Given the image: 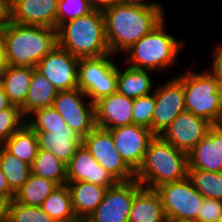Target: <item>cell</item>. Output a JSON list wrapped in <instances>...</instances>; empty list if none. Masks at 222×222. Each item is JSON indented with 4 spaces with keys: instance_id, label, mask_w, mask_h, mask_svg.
I'll list each match as a JSON object with an SVG mask.
<instances>
[{
    "instance_id": "34",
    "label": "cell",
    "mask_w": 222,
    "mask_h": 222,
    "mask_svg": "<svg viewBox=\"0 0 222 222\" xmlns=\"http://www.w3.org/2000/svg\"><path fill=\"white\" fill-rule=\"evenodd\" d=\"M94 10L91 0H59L57 28L64 22L88 15Z\"/></svg>"
},
{
    "instance_id": "2",
    "label": "cell",
    "mask_w": 222,
    "mask_h": 222,
    "mask_svg": "<svg viewBox=\"0 0 222 222\" xmlns=\"http://www.w3.org/2000/svg\"><path fill=\"white\" fill-rule=\"evenodd\" d=\"M188 168L187 153L155 136L135 171V179L142 187L156 189L160 185L187 178Z\"/></svg>"
},
{
    "instance_id": "27",
    "label": "cell",
    "mask_w": 222,
    "mask_h": 222,
    "mask_svg": "<svg viewBox=\"0 0 222 222\" xmlns=\"http://www.w3.org/2000/svg\"><path fill=\"white\" fill-rule=\"evenodd\" d=\"M40 207L56 222H81L74 212L67 184L59 185Z\"/></svg>"
},
{
    "instance_id": "31",
    "label": "cell",
    "mask_w": 222,
    "mask_h": 222,
    "mask_svg": "<svg viewBox=\"0 0 222 222\" xmlns=\"http://www.w3.org/2000/svg\"><path fill=\"white\" fill-rule=\"evenodd\" d=\"M188 178L203 197L222 200V172L188 169Z\"/></svg>"
},
{
    "instance_id": "10",
    "label": "cell",
    "mask_w": 222,
    "mask_h": 222,
    "mask_svg": "<svg viewBox=\"0 0 222 222\" xmlns=\"http://www.w3.org/2000/svg\"><path fill=\"white\" fill-rule=\"evenodd\" d=\"M84 92L78 88L59 91L53 108L64 119L66 125L81 138L87 136L95 127V103H84Z\"/></svg>"
},
{
    "instance_id": "39",
    "label": "cell",
    "mask_w": 222,
    "mask_h": 222,
    "mask_svg": "<svg viewBox=\"0 0 222 222\" xmlns=\"http://www.w3.org/2000/svg\"><path fill=\"white\" fill-rule=\"evenodd\" d=\"M0 197L7 198L12 201L15 193L11 190L5 174L0 169Z\"/></svg>"
},
{
    "instance_id": "23",
    "label": "cell",
    "mask_w": 222,
    "mask_h": 222,
    "mask_svg": "<svg viewBox=\"0 0 222 222\" xmlns=\"http://www.w3.org/2000/svg\"><path fill=\"white\" fill-rule=\"evenodd\" d=\"M58 90L36 68H33L25 103L20 107L24 119L36 110L53 106Z\"/></svg>"
},
{
    "instance_id": "42",
    "label": "cell",
    "mask_w": 222,
    "mask_h": 222,
    "mask_svg": "<svg viewBox=\"0 0 222 222\" xmlns=\"http://www.w3.org/2000/svg\"><path fill=\"white\" fill-rule=\"evenodd\" d=\"M92 6L97 10H104L116 4L123 3V0H91Z\"/></svg>"
},
{
    "instance_id": "8",
    "label": "cell",
    "mask_w": 222,
    "mask_h": 222,
    "mask_svg": "<svg viewBox=\"0 0 222 222\" xmlns=\"http://www.w3.org/2000/svg\"><path fill=\"white\" fill-rule=\"evenodd\" d=\"M155 190L161 197L168 222H195L197 220L204 197L188 177L160 185Z\"/></svg>"
},
{
    "instance_id": "43",
    "label": "cell",
    "mask_w": 222,
    "mask_h": 222,
    "mask_svg": "<svg viewBox=\"0 0 222 222\" xmlns=\"http://www.w3.org/2000/svg\"><path fill=\"white\" fill-rule=\"evenodd\" d=\"M10 203L9 199L0 197V222H8Z\"/></svg>"
},
{
    "instance_id": "3",
    "label": "cell",
    "mask_w": 222,
    "mask_h": 222,
    "mask_svg": "<svg viewBox=\"0 0 222 222\" xmlns=\"http://www.w3.org/2000/svg\"><path fill=\"white\" fill-rule=\"evenodd\" d=\"M58 45L77 58L110 54L102 10L62 23L57 28Z\"/></svg>"
},
{
    "instance_id": "7",
    "label": "cell",
    "mask_w": 222,
    "mask_h": 222,
    "mask_svg": "<svg viewBox=\"0 0 222 222\" xmlns=\"http://www.w3.org/2000/svg\"><path fill=\"white\" fill-rule=\"evenodd\" d=\"M112 53L90 58H80L78 65V89L92 103L117 92V65L108 57Z\"/></svg>"
},
{
    "instance_id": "47",
    "label": "cell",
    "mask_w": 222,
    "mask_h": 222,
    "mask_svg": "<svg viewBox=\"0 0 222 222\" xmlns=\"http://www.w3.org/2000/svg\"><path fill=\"white\" fill-rule=\"evenodd\" d=\"M218 126L222 129V123H219Z\"/></svg>"
},
{
    "instance_id": "5",
    "label": "cell",
    "mask_w": 222,
    "mask_h": 222,
    "mask_svg": "<svg viewBox=\"0 0 222 222\" xmlns=\"http://www.w3.org/2000/svg\"><path fill=\"white\" fill-rule=\"evenodd\" d=\"M184 86L185 110L204 118L212 125L221 123L222 85L218 74L187 71L178 76Z\"/></svg>"
},
{
    "instance_id": "20",
    "label": "cell",
    "mask_w": 222,
    "mask_h": 222,
    "mask_svg": "<svg viewBox=\"0 0 222 222\" xmlns=\"http://www.w3.org/2000/svg\"><path fill=\"white\" fill-rule=\"evenodd\" d=\"M39 150L50 151L66 165L77 149L82 145V138L68 126L65 129L35 131Z\"/></svg>"
},
{
    "instance_id": "6",
    "label": "cell",
    "mask_w": 222,
    "mask_h": 222,
    "mask_svg": "<svg viewBox=\"0 0 222 222\" xmlns=\"http://www.w3.org/2000/svg\"><path fill=\"white\" fill-rule=\"evenodd\" d=\"M165 19L147 35L134 43L127 52L129 67L160 71L176 62L182 43L171 34L166 33Z\"/></svg>"
},
{
    "instance_id": "14",
    "label": "cell",
    "mask_w": 222,
    "mask_h": 222,
    "mask_svg": "<svg viewBox=\"0 0 222 222\" xmlns=\"http://www.w3.org/2000/svg\"><path fill=\"white\" fill-rule=\"evenodd\" d=\"M213 125L192 112L180 113L160 137L175 148L189 153L208 133Z\"/></svg>"
},
{
    "instance_id": "13",
    "label": "cell",
    "mask_w": 222,
    "mask_h": 222,
    "mask_svg": "<svg viewBox=\"0 0 222 222\" xmlns=\"http://www.w3.org/2000/svg\"><path fill=\"white\" fill-rule=\"evenodd\" d=\"M155 110L150 130L160 136L171 122L185 110V95L182 81L175 77L154 90Z\"/></svg>"
},
{
    "instance_id": "29",
    "label": "cell",
    "mask_w": 222,
    "mask_h": 222,
    "mask_svg": "<svg viewBox=\"0 0 222 222\" xmlns=\"http://www.w3.org/2000/svg\"><path fill=\"white\" fill-rule=\"evenodd\" d=\"M31 173L56 182L67 184V165L50 151L39 150L31 165Z\"/></svg>"
},
{
    "instance_id": "19",
    "label": "cell",
    "mask_w": 222,
    "mask_h": 222,
    "mask_svg": "<svg viewBox=\"0 0 222 222\" xmlns=\"http://www.w3.org/2000/svg\"><path fill=\"white\" fill-rule=\"evenodd\" d=\"M188 165V169L222 172V129L218 125H213L188 153Z\"/></svg>"
},
{
    "instance_id": "9",
    "label": "cell",
    "mask_w": 222,
    "mask_h": 222,
    "mask_svg": "<svg viewBox=\"0 0 222 222\" xmlns=\"http://www.w3.org/2000/svg\"><path fill=\"white\" fill-rule=\"evenodd\" d=\"M82 144L117 182L135 179V171L119 154L108 129L96 126L87 136L82 138Z\"/></svg>"
},
{
    "instance_id": "35",
    "label": "cell",
    "mask_w": 222,
    "mask_h": 222,
    "mask_svg": "<svg viewBox=\"0 0 222 222\" xmlns=\"http://www.w3.org/2000/svg\"><path fill=\"white\" fill-rule=\"evenodd\" d=\"M21 109L17 105H11L9 108L0 111V145H3L7 139L16 132L24 123Z\"/></svg>"
},
{
    "instance_id": "25",
    "label": "cell",
    "mask_w": 222,
    "mask_h": 222,
    "mask_svg": "<svg viewBox=\"0 0 222 222\" xmlns=\"http://www.w3.org/2000/svg\"><path fill=\"white\" fill-rule=\"evenodd\" d=\"M149 71L128 66L122 72L117 65V92L133 99L150 94L154 83Z\"/></svg>"
},
{
    "instance_id": "16",
    "label": "cell",
    "mask_w": 222,
    "mask_h": 222,
    "mask_svg": "<svg viewBox=\"0 0 222 222\" xmlns=\"http://www.w3.org/2000/svg\"><path fill=\"white\" fill-rule=\"evenodd\" d=\"M86 181L105 188L117 181L93 158L82 144L67 164V182Z\"/></svg>"
},
{
    "instance_id": "22",
    "label": "cell",
    "mask_w": 222,
    "mask_h": 222,
    "mask_svg": "<svg viewBox=\"0 0 222 222\" xmlns=\"http://www.w3.org/2000/svg\"><path fill=\"white\" fill-rule=\"evenodd\" d=\"M129 222H168L155 189L141 187L133 198Z\"/></svg>"
},
{
    "instance_id": "36",
    "label": "cell",
    "mask_w": 222,
    "mask_h": 222,
    "mask_svg": "<svg viewBox=\"0 0 222 222\" xmlns=\"http://www.w3.org/2000/svg\"><path fill=\"white\" fill-rule=\"evenodd\" d=\"M155 104L154 92L153 94L135 98L132 108L133 124L141 125L150 129L152 126Z\"/></svg>"
},
{
    "instance_id": "17",
    "label": "cell",
    "mask_w": 222,
    "mask_h": 222,
    "mask_svg": "<svg viewBox=\"0 0 222 222\" xmlns=\"http://www.w3.org/2000/svg\"><path fill=\"white\" fill-rule=\"evenodd\" d=\"M133 98L118 92L95 102V124L103 129H114L133 124Z\"/></svg>"
},
{
    "instance_id": "40",
    "label": "cell",
    "mask_w": 222,
    "mask_h": 222,
    "mask_svg": "<svg viewBox=\"0 0 222 222\" xmlns=\"http://www.w3.org/2000/svg\"><path fill=\"white\" fill-rule=\"evenodd\" d=\"M213 70L218 74L222 85V44L215 48Z\"/></svg>"
},
{
    "instance_id": "41",
    "label": "cell",
    "mask_w": 222,
    "mask_h": 222,
    "mask_svg": "<svg viewBox=\"0 0 222 222\" xmlns=\"http://www.w3.org/2000/svg\"><path fill=\"white\" fill-rule=\"evenodd\" d=\"M7 56H6V44L3 36V32L0 31V75L8 66Z\"/></svg>"
},
{
    "instance_id": "37",
    "label": "cell",
    "mask_w": 222,
    "mask_h": 222,
    "mask_svg": "<svg viewBox=\"0 0 222 222\" xmlns=\"http://www.w3.org/2000/svg\"><path fill=\"white\" fill-rule=\"evenodd\" d=\"M221 215L222 200L204 197L195 222H218Z\"/></svg>"
},
{
    "instance_id": "4",
    "label": "cell",
    "mask_w": 222,
    "mask_h": 222,
    "mask_svg": "<svg viewBox=\"0 0 222 222\" xmlns=\"http://www.w3.org/2000/svg\"><path fill=\"white\" fill-rule=\"evenodd\" d=\"M9 65H36L58 45L57 29L11 22L2 31Z\"/></svg>"
},
{
    "instance_id": "45",
    "label": "cell",
    "mask_w": 222,
    "mask_h": 222,
    "mask_svg": "<svg viewBox=\"0 0 222 222\" xmlns=\"http://www.w3.org/2000/svg\"><path fill=\"white\" fill-rule=\"evenodd\" d=\"M123 3L125 4H132V5H140V6H147V7H162L159 3L157 2H149L144 0H123Z\"/></svg>"
},
{
    "instance_id": "32",
    "label": "cell",
    "mask_w": 222,
    "mask_h": 222,
    "mask_svg": "<svg viewBox=\"0 0 222 222\" xmlns=\"http://www.w3.org/2000/svg\"><path fill=\"white\" fill-rule=\"evenodd\" d=\"M31 114L33 116L28 117L29 119H26V123L34 131L51 132V130L65 129L67 127L62 116L52 106L36 110Z\"/></svg>"
},
{
    "instance_id": "46",
    "label": "cell",
    "mask_w": 222,
    "mask_h": 222,
    "mask_svg": "<svg viewBox=\"0 0 222 222\" xmlns=\"http://www.w3.org/2000/svg\"><path fill=\"white\" fill-rule=\"evenodd\" d=\"M218 222H222V215L220 216Z\"/></svg>"
},
{
    "instance_id": "1",
    "label": "cell",
    "mask_w": 222,
    "mask_h": 222,
    "mask_svg": "<svg viewBox=\"0 0 222 222\" xmlns=\"http://www.w3.org/2000/svg\"><path fill=\"white\" fill-rule=\"evenodd\" d=\"M163 7L120 3L103 10L110 53L124 52L164 20Z\"/></svg>"
},
{
    "instance_id": "24",
    "label": "cell",
    "mask_w": 222,
    "mask_h": 222,
    "mask_svg": "<svg viewBox=\"0 0 222 222\" xmlns=\"http://www.w3.org/2000/svg\"><path fill=\"white\" fill-rule=\"evenodd\" d=\"M32 73L33 67L8 65L0 75V83L13 105L21 107L25 103Z\"/></svg>"
},
{
    "instance_id": "44",
    "label": "cell",
    "mask_w": 222,
    "mask_h": 222,
    "mask_svg": "<svg viewBox=\"0 0 222 222\" xmlns=\"http://www.w3.org/2000/svg\"><path fill=\"white\" fill-rule=\"evenodd\" d=\"M12 103L9 101L2 84L0 83V111L9 108Z\"/></svg>"
},
{
    "instance_id": "26",
    "label": "cell",
    "mask_w": 222,
    "mask_h": 222,
    "mask_svg": "<svg viewBox=\"0 0 222 222\" xmlns=\"http://www.w3.org/2000/svg\"><path fill=\"white\" fill-rule=\"evenodd\" d=\"M2 146L29 165H32L39 151L36 132L27 123L14 132Z\"/></svg>"
},
{
    "instance_id": "12",
    "label": "cell",
    "mask_w": 222,
    "mask_h": 222,
    "mask_svg": "<svg viewBox=\"0 0 222 222\" xmlns=\"http://www.w3.org/2000/svg\"><path fill=\"white\" fill-rule=\"evenodd\" d=\"M78 65L79 58L57 45L36 65V69L58 91H64L78 88Z\"/></svg>"
},
{
    "instance_id": "15",
    "label": "cell",
    "mask_w": 222,
    "mask_h": 222,
    "mask_svg": "<svg viewBox=\"0 0 222 222\" xmlns=\"http://www.w3.org/2000/svg\"><path fill=\"white\" fill-rule=\"evenodd\" d=\"M109 131L121 157L136 171L155 135L149 128L135 124L116 127Z\"/></svg>"
},
{
    "instance_id": "11",
    "label": "cell",
    "mask_w": 222,
    "mask_h": 222,
    "mask_svg": "<svg viewBox=\"0 0 222 222\" xmlns=\"http://www.w3.org/2000/svg\"><path fill=\"white\" fill-rule=\"evenodd\" d=\"M141 187L133 179L107 188L103 200L85 222H129L133 198Z\"/></svg>"
},
{
    "instance_id": "21",
    "label": "cell",
    "mask_w": 222,
    "mask_h": 222,
    "mask_svg": "<svg viewBox=\"0 0 222 222\" xmlns=\"http://www.w3.org/2000/svg\"><path fill=\"white\" fill-rule=\"evenodd\" d=\"M76 217L85 222L103 200L107 188L86 181L67 182Z\"/></svg>"
},
{
    "instance_id": "33",
    "label": "cell",
    "mask_w": 222,
    "mask_h": 222,
    "mask_svg": "<svg viewBox=\"0 0 222 222\" xmlns=\"http://www.w3.org/2000/svg\"><path fill=\"white\" fill-rule=\"evenodd\" d=\"M8 222H56L41 207H34L16 202L9 206Z\"/></svg>"
},
{
    "instance_id": "30",
    "label": "cell",
    "mask_w": 222,
    "mask_h": 222,
    "mask_svg": "<svg viewBox=\"0 0 222 222\" xmlns=\"http://www.w3.org/2000/svg\"><path fill=\"white\" fill-rule=\"evenodd\" d=\"M0 169L15 194L27 182L31 174V165L9 153L2 145H0Z\"/></svg>"
},
{
    "instance_id": "18",
    "label": "cell",
    "mask_w": 222,
    "mask_h": 222,
    "mask_svg": "<svg viewBox=\"0 0 222 222\" xmlns=\"http://www.w3.org/2000/svg\"><path fill=\"white\" fill-rule=\"evenodd\" d=\"M59 0H11L12 22L57 29Z\"/></svg>"
},
{
    "instance_id": "28",
    "label": "cell",
    "mask_w": 222,
    "mask_h": 222,
    "mask_svg": "<svg viewBox=\"0 0 222 222\" xmlns=\"http://www.w3.org/2000/svg\"><path fill=\"white\" fill-rule=\"evenodd\" d=\"M59 185L38 175L30 174L27 182L15 194L18 203L39 207Z\"/></svg>"
},
{
    "instance_id": "38",
    "label": "cell",
    "mask_w": 222,
    "mask_h": 222,
    "mask_svg": "<svg viewBox=\"0 0 222 222\" xmlns=\"http://www.w3.org/2000/svg\"><path fill=\"white\" fill-rule=\"evenodd\" d=\"M12 22L11 0H0V31L5 30Z\"/></svg>"
}]
</instances>
